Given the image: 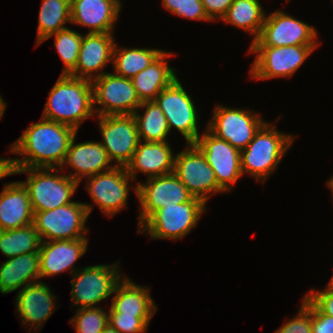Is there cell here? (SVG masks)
Wrapping results in <instances>:
<instances>
[{"instance_id": "cell-44", "label": "cell", "mask_w": 333, "mask_h": 333, "mask_svg": "<svg viewBox=\"0 0 333 333\" xmlns=\"http://www.w3.org/2000/svg\"><path fill=\"white\" fill-rule=\"evenodd\" d=\"M327 186L331 190L333 197V176L330 179H328Z\"/></svg>"}, {"instance_id": "cell-18", "label": "cell", "mask_w": 333, "mask_h": 333, "mask_svg": "<svg viewBox=\"0 0 333 333\" xmlns=\"http://www.w3.org/2000/svg\"><path fill=\"white\" fill-rule=\"evenodd\" d=\"M114 35L113 33L88 32L83 35L76 67L69 75L92 81L107 73L104 68L106 64L112 63L116 43Z\"/></svg>"}, {"instance_id": "cell-23", "label": "cell", "mask_w": 333, "mask_h": 333, "mask_svg": "<svg viewBox=\"0 0 333 333\" xmlns=\"http://www.w3.org/2000/svg\"><path fill=\"white\" fill-rule=\"evenodd\" d=\"M171 144L164 142L140 141L131 162L126 166L128 174L134 182L137 173L148 177H157L174 172L175 155Z\"/></svg>"}, {"instance_id": "cell-24", "label": "cell", "mask_w": 333, "mask_h": 333, "mask_svg": "<svg viewBox=\"0 0 333 333\" xmlns=\"http://www.w3.org/2000/svg\"><path fill=\"white\" fill-rule=\"evenodd\" d=\"M34 212L21 181L5 184L0 193V230L16 229L33 223Z\"/></svg>"}, {"instance_id": "cell-6", "label": "cell", "mask_w": 333, "mask_h": 333, "mask_svg": "<svg viewBox=\"0 0 333 333\" xmlns=\"http://www.w3.org/2000/svg\"><path fill=\"white\" fill-rule=\"evenodd\" d=\"M92 206L94 204L73 201L52 210L34 212L33 224L41 241L86 238L89 229L85 225Z\"/></svg>"}, {"instance_id": "cell-43", "label": "cell", "mask_w": 333, "mask_h": 333, "mask_svg": "<svg viewBox=\"0 0 333 333\" xmlns=\"http://www.w3.org/2000/svg\"><path fill=\"white\" fill-rule=\"evenodd\" d=\"M327 290H330L333 292V275L332 277L330 278V281L328 282V284L326 285L325 287Z\"/></svg>"}, {"instance_id": "cell-13", "label": "cell", "mask_w": 333, "mask_h": 333, "mask_svg": "<svg viewBox=\"0 0 333 333\" xmlns=\"http://www.w3.org/2000/svg\"><path fill=\"white\" fill-rule=\"evenodd\" d=\"M155 101L167 119L170 133L174 128L182 134L186 144H194L200 136L197 108L180 80L176 78L164 88Z\"/></svg>"}, {"instance_id": "cell-27", "label": "cell", "mask_w": 333, "mask_h": 333, "mask_svg": "<svg viewBox=\"0 0 333 333\" xmlns=\"http://www.w3.org/2000/svg\"><path fill=\"white\" fill-rule=\"evenodd\" d=\"M39 252L18 255L0 265V293L8 294L41 281ZM22 286V287H21Z\"/></svg>"}, {"instance_id": "cell-19", "label": "cell", "mask_w": 333, "mask_h": 333, "mask_svg": "<svg viewBox=\"0 0 333 333\" xmlns=\"http://www.w3.org/2000/svg\"><path fill=\"white\" fill-rule=\"evenodd\" d=\"M88 239L54 240L41 242L39 250L40 276H56L70 270L75 274L79 268L74 264L88 249Z\"/></svg>"}, {"instance_id": "cell-36", "label": "cell", "mask_w": 333, "mask_h": 333, "mask_svg": "<svg viewBox=\"0 0 333 333\" xmlns=\"http://www.w3.org/2000/svg\"><path fill=\"white\" fill-rule=\"evenodd\" d=\"M152 317H135L108 310V324L119 333H145Z\"/></svg>"}, {"instance_id": "cell-3", "label": "cell", "mask_w": 333, "mask_h": 333, "mask_svg": "<svg viewBox=\"0 0 333 333\" xmlns=\"http://www.w3.org/2000/svg\"><path fill=\"white\" fill-rule=\"evenodd\" d=\"M295 136L278 131L274 124L266 122L247 147L241 150L243 175L249 174L256 181L266 182L277 169L282 158L291 148Z\"/></svg>"}, {"instance_id": "cell-16", "label": "cell", "mask_w": 333, "mask_h": 333, "mask_svg": "<svg viewBox=\"0 0 333 333\" xmlns=\"http://www.w3.org/2000/svg\"><path fill=\"white\" fill-rule=\"evenodd\" d=\"M86 191L104 215L112 218L115 214L127 207L131 185L134 180L128 174L126 167L114 168L87 177Z\"/></svg>"}, {"instance_id": "cell-22", "label": "cell", "mask_w": 333, "mask_h": 333, "mask_svg": "<svg viewBox=\"0 0 333 333\" xmlns=\"http://www.w3.org/2000/svg\"><path fill=\"white\" fill-rule=\"evenodd\" d=\"M122 3L118 0H71V22L88 33H113Z\"/></svg>"}, {"instance_id": "cell-8", "label": "cell", "mask_w": 333, "mask_h": 333, "mask_svg": "<svg viewBox=\"0 0 333 333\" xmlns=\"http://www.w3.org/2000/svg\"><path fill=\"white\" fill-rule=\"evenodd\" d=\"M317 47H249V54L256 53L250 76L255 80L292 77Z\"/></svg>"}, {"instance_id": "cell-10", "label": "cell", "mask_w": 333, "mask_h": 333, "mask_svg": "<svg viewBox=\"0 0 333 333\" xmlns=\"http://www.w3.org/2000/svg\"><path fill=\"white\" fill-rule=\"evenodd\" d=\"M91 82L96 116L132 115L142 103L129 78L107 72Z\"/></svg>"}, {"instance_id": "cell-15", "label": "cell", "mask_w": 333, "mask_h": 333, "mask_svg": "<svg viewBox=\"0 0 333 333\" xmlns=\"http://www.w3.org/2000/svg\"><path fill=\"white\" fill-rule=\"evenodd\" d=\"M95 117L98 119L102 135V140L99 142L115 166L126 167L131 162L140 142L134 115Z\"/></svg>"}, {"instance_id": "cell-9", "label": "cell", "mask_w": 333, "mask_h": 333, "mask_svg": "<svg viewBox=\"0 0 333 333\" xmlns=\"http://www.w3.org/2000/svg\"><path fill=\"white\" fill-rule=\"evenodd\" d=\"M317 30L284 11L266 15L258 38L250 47L319 46Z\"/></svg>"}, {"instance_id": "cell-38", "label": "cell", "mask_w": 333, "mask_h": 333, "mask_svg": "<svg viewBox=\"0 0 333 333\" xmlns=\"http://www.w3.org/2000/svg\"><path fill=\"white\" fill-rule=\"evenodd\" d=\"M306 297L324 314L333 316V292L327 290H310Z\"/></svg>"}, {"instance_id": "cell-28", "label": "cell", "mask_w": 333, "mask_h": 333, "mask_svg": "<svg viewBox=\"0 0 333 333\" xmlns=\"http://www.w3.org/2000/svg\"><path fill=\"white\" fill-rule=\"evenodd\" d=\"M259 0H233L221 21L253 36L254 42L262 29L266 13Z\"/></svg>"}, {"instance_id": "cell-14", "label": "cell", "mask_w": 333, "mask_h": 333, "mask_svg": "<svg viewBox=\"0 0 333 333\" xmlns=\"http://www.w3.org/2000/svg\"><path fill=\"white\" fill-rule=\"evenodd\" d=\"M133 190L139 201L138 228L163 206L189 202L193 196L174 173L147 178L134 183Z\"/></svg>"}, {"instance_id": "cell-31", "label": "cell", "mask_w": 333, "mask_h": 333, "mask_svg": "<svg viewBox=\"0 0 333 333\" xmlns=\"http://www.w3.org/2000/svg\"><path fill=\"white\" fill-rule=\"evenodd\" d=\"M71 22V0H42L38 15L36 46Z\"/></svg>"}, {"instance_id": "cell-39", "label": "cell", "mask_w": 333, "mask_h": 333, "mask_svg": "<svg viewBox=\"0 0 333 333\" xmlns=\"http://www.w3.org/2000/svg\"><path fill=\"white\" fill-rule=\"evenodd\" d=\"M311 332L333 333V316L322 313L311 302Z\"/></svg>"}, {"instance_id": "cell-4", "label": "cell", "mask_w": 333, "mask_h": 333, "mask_svg": "<svg viewBox=\"0 0 333 333\" xmlns=\"http://www.w3.org/2000/svg\"><path fill=\"white\" fill-rule=\"evenodd\" d=\"M61 168H15V174L27 173L26 187L33 212L48 211L73 202L80 185L69 176L59 174Z\"/></svg>"}, {"instance_id": "cell-33", "label": "cell", "mask_w": 333, "mask_h": 333, "mask_svg": "<svg viewBox=\"0 0 333 333\" xmlns=\"http://www.w3.org/2000/svg\"><path fill=\"white\" fill-rule=\"evenodd\" d=\"M55 37L54 47L64 67L61 74H70L76 67L83 35L68 27L48 36L44 41Z\"/></svg>"}, {"instance_id": "cell-40", "label": "cell", "mask_w": 333, "mask_h": 333, "mask_svg": "<svg viewBox=\"0 0 333 333\" xmlns=\"http://www.w3.org/2000/svg\"><path fill=\"white\" fill-rule=\"evenodd\" d=\"M204 11L211 21H215L226 14L233 0H201Z\"/></svg>"}, {"instance_id": "cell-25", "label": "cell", "mask_w": 333, "mask_h": 333, "mask_svg": "<svg viewBox=\"0 0 333 333\" xmlns=\"http://www.w3.org/2000/svg\"><path fill=\"white\" fill-rule=\"evenodd\" d=\"M114 289V296L110 307L119 314L135 317H153L158 307L148 286H141L132 282L127 276Z\"/></svg>"}, {"instance_id": "cell-26", "label": "cell", "mask_w": 333, "mask_h": 333, "mask_svg": "<svg viewBox=\"0 0 333 333\" xmlns=\"http://www.w3.org/2000/svg\"><path fill=\"white\" fill-rule=\"evenodd\" d=\"M173 53L163 51L148 67L131 78L141 102L155 100L177 77L175 68L168 63Z\"/></svg>"}, {"instance_id": "cell-41", "label": "cell", "mask_w": 333, "mask_h": 333, "mask_svg": "<svg viewBox=\"0 0 333 333\" xmlns=\"http://www.w3.org/2000/svg\"><path fill=\"white\" fill-rule=\"evenodd\" d=\"M7 105L5 104V101L4 99L1 97V94H0V119H2L4 113H5V110H6V107Z\"/></svg>"}, {"instance_id": "cell-34", "label": "cell", "mask_w": 333, "mask_h": 333, "mask_svg": "<svg viewBox=\"0 0 333 333\" xmlns=\"http://www.w3.org/2000/svg\"><path fill=\"white\" fill-rule=\"evenodd\" d=\"M70 319L77 333H102L108 325V310L101 307L80 308Z\"/></svg>"}, {"instance_id": "cell-5", "label": "cell", "mask_w": 333, "mask_h": 333, "mask_svg": "<svg viewBox=\"0 0 333 333\" xmlns=\"http://www.w3.org/2000/svg\"><path fill=\"white\" fill-rule=\"evenodd\" d=\"M206 207L195 197L182 204L163 206L138 228L137 233H146L151 239L180 240L198 225Z\"/></svg>"}, {"instance_id": "cell-42", "label": "cell", "mask_w": 333, "mask_h": 333, "mask_svg": "<svg viewBox=\"0 0 333 333\" xmlns=\"http://www.w3.org/2000/svg\"><path fill=\"white\" fill-rule=\"evenodd\" d=\"M102 333H119L117 330L112 328L109 324L103 329Z\"/></svg>"}, {"instance_id": "cell-37", "label": "cell", "mask_w": 333, "mask_h": 333, "mask_svg": "<svg viewBox=\"0 0 333 333\" xmlns=\"http://www.w3.org/2000/svg\"><path fill=\"white\" fill-rule=\"evenodd\" d=\"M275 333H312L311 301L304 295L297 315L284 323Z\"/></svg>"}, {"instance_id": "cell-12", "label": "cell", "mask_w": 333, "mask_h": 333, "mask_svg": "<svg viewBox=\"0 0 333 333\" xmlns=\"http://www.w3.org/2000/svg\"><path fill=\"white\" fill-rule=\"evenodd\" d=\"M185 150L175 154L174 174L190 194L207 204L215 193H226L217 183L212 167L195 144H187Z\"/></svg>"}, {"instance_id": "cell-7", "label": "cell", "mask_w": 333, "mask_h": 333, "mask_svg": "<svg viewBox=\"0 0 333 333\" xmlns=\"http://www.w3.org/2000/svg\"><path fill=\"white\" fill-rule=\"evenodd\" d=\"M117 263L86 266L71 277V306L77 308L97 307L114 292L116 285L123 279ZM97 304V306H95Z\"/></svg>"}, {"instance_id": "cell-2", "label": "cell", "mask_w": 333, "mask_h": 333, "mask_svg": "<svg viewBox=\"0 0 333 333\" xmlns=\"http://www.w3.org/2000/svg\"><path fill=\"white\" fill-rule=\"evenodd\" d=\"M94 116L91 80L61 74L49 92L42 118L68 125L78 132L81 124Z\"/></svg>"}, {"instance_id": "cell-20", "label": "cell", "mask_w": 333, "mask_h": 333, "mask_svg": "<svg viewBox=\"0 0 333 333\" xmlns=\"http://www.w3.org/2000/svg\"><path fill=\"white\" fill-rule=\"evenodd\" d=\"M15 307L22 325L30 330H41L56 310L55 298L50 286L41 281L29 284L16 294Z\"/></svg>"}, {"instance_id": "cell-1", "label": "cell", "mask_w": 333, "mask_h": 333, "mask_svg": "<svg viewBox=\"0 0 333 333\" xmlns=\"http://www.w3.org/2000/svg\"><path fill=\"white\" fill-rule=\"evenodd\" d=\"M77 131L65 124L41 117L9 146L15 168H61L70 142Z\"/></svg>"}, {"instance_id": "cell-11", "label": "cell", "mask_w": 333, "mask_h": 333, "mask_svg": "<svg viewBox=\"0 0 333 333\" xmlns=\"http://www.w3.org/2000/svg\"><path fill=\"white\" fill-rule=\"evenodd\" d=\"M265 123L266 121L257 112L250 109L217 104L206 128L216 137L241 151L247 147Z\"/></svg>"}, {"instance_id": "cell-30", "label": "cell", "mask_w": 333, "mask_h": 333, "mask_svg": "<svg viewBox=\"0 0 333 333\" xmlns=\"http://www.w3.org/2000/svg\"><path fill=\"white\" fill-rule=\"evenodd\" d=\"M163 51L154 48H119L115 43L112 59L113 73L131 79L148 67Z\"/></svg>"}, {"instance_id": "cell-17", "label": "cell", "mask_w": 333, "mask_h": 333, "mask_svg": "<svg viewBox=\"0 0 333 333\" xmlns=\"http://www.w3.org/2000/svg\"><path fill=\"white\" fill-rule=\"evenodd\" d=\"M194 144L202 151L212 167L218 185L226 193L231 192L232 186L243 176L241 151L213 135L207 128Z\"/></svg>"}, {"instance_id": "cell-29", "label": "cell", "mask_w": 333, "mask_h": 333, "mask_svg": "<svg viewBox=\"0 0 333 333\" xmlns=\"http://www.w3.org/2000/svg\"><path fill=\"white\" fill-rule=\"evenodd\" d=\"M140 109L144 110L142 114L139 113ZM133 115L140 141H168L167 136L170 134V130L167 119L155 100L143 101Z\"/></svg>"}, {"instance_id": "cell-32", "label": "cell", "mask_w": 333, "mask_h": 333, "mask_svg": "<svg viewBox=\"0 0 333 333\" xmlns=\"http://www.w3.org/2000/svg\"><path fill=\"white\" fill-rule=\"evenodd\" d=\"M41 242L33 223L21 228L0 230V251L6 258L39 252Z\"/></svg>"}, {"instance_id": "cell-35", "label": "cell", "mask_w": 333, "mask_h": 333, "mask_svg": "<svg viewBox=\"0 0 333 333\" xmlns=\"http://www.w3.org/2000/svg\"><path fill=\"white\" fill-rule=\"evenodd\" d=\"M162 6L179 17L196 21H211L204 11L201 0H162Z\"/></svg>"}, {"instance_id": "cell-21", "label": "cell", "mask_w": 333, "mask_h": 333, "mask_svg": "<svg viewBox=\"0 0 333 333\" xmlns=\"http://www.w3.org/2000/svg\"><path fill=\"white\" fill-rule=\"evenodd\" d=\"M76 136L77 134L72 138L61 166V169L68 165L75 170L74 173L72 171L69 172L67 176L80 184L83 178L94 176L115 167L100 142L85 141L75 144Z\"/></svg>"}]
</instances>
